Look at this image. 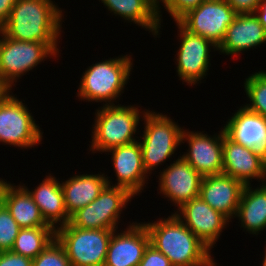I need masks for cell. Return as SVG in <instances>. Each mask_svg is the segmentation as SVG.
I'll return each instance as SVG.
<instances>
[{
    "instance_id": "13",
    "label": "cell",
    "mask_w": 266,
    "mask_h": 266,
    "mask_svg": "<svg viewBox=\"0 0 266 266\" xmlns=\"http://www.w3.org/2000/svg\"><path fill=\"white\" fill-rule=\"evenodd\" d=\"M210 250L214 248L224 228L231 222L211 208L200 196L185 202L174 213Z\"/></svg>"
},
{
    "instance_id": "28",
    "label": "cell",
    "mask_w": 266,
    "mask_h": 266,
    "mask_svg": "<svg viewBox=\"0 0 266 266\" xmlns=\"http://www.w3.org/2000/svg\"><path fill=\"white\" fill-rule=\"evenodd\" d=\"M32 266H71L62 244L55 238L33 260Z\"/></svg>"
},
{
    "instance_id": "5",
    "label": "cell",
    "mask_w": 266,
    "mask_h": 266,
    "mask_svg": "<svg viewBox=\"0 0 266 266\" xmlns=\"http://www.w3.org/2000/svg\"><path fill=\"white\" fill-rule=\"evenodd\" d=\"M144 131L139 143L142 150L143 166L147 174L164 164L181 145L184 127H180L168 115L148 110L144 117ZM142 140V141H141Z\"/></svg>"
},
{
    "instance_id": "1",
    "label": "cell",
    "mask_w": 266,
    "mask_h": 266,
    "mask_svg": "<svg viewBox=\"0 0 266 266\" xmlns=\"http://www.w3.org/2000/svg\"><path fill=\"white\" fill-rule=\"evenodd\" d=\"M58 7L52 0H17L0 30L14 40L46 43L58 55L64 19Z\"/></svg>"
},
{
    "instance_id": "12",
    "label": "cell",
    "mask_w": 266,
    "mask_h": 266,
    "mask_svg": "<svg viewBox=\"0 0 266 266\" xmlns=\"http://www.w3.org/2000/svg\"><path fill=\"white\" fill-rule=\"evenodd\" d=\"M218 132L211 137L203 131H182L181 143L186 141L189 148L181 157L202 176L223 172V128Z\"/></svg>"
},
{
    "instance_id": "33",
    "label": "cell",
    "mask_w": 266,
    "mask_h": 266,
    "mask_svg": "<svg viewBox=\"0 0 266 266\" xmlns=\"http://www.w3.org/2000/svg\"><path fill=\"white\" fill-rule=\"evenodd\" d=\"M237 14H252L261 0H225Z\"/></svg>"
},
{
    "instance_id": "36",
    "label": "cell",
    "mask_w": 266,
    "mask_h": 266,
    "mask_svg": "<svg viewBox=\"0 0 266 266\" xmlns=\"http://www.w3.org/2000/svg\"><path fill=\"white\" fill-rule=\"evenodd\" d=\"M10 90V87L3 81L0 76V100L5 98L9 93H12Z\"/></svg>"
},
{
    "instance_id": "7",
    "label": "cell",
    "mask_w": 266,
    "mask_h": 266,
    "mask_svg": "<svg viewBox=\"0 0 266 266\" xmlns=\"http://www.w3.org/2000/svg\"><path fill=\"white\" fill-rule=\"evenodd\" d=\"M132 198L127 189L107 185L97 198L70 216L69 224L82 229L117 230L120 214Z\"/></svg>"
},
{
    "instance_id": "8",
    "label": "cell",
    "mask_w": 266,
    "mask_h": 266,
    "mask_svg": "<svg viewBox=\"0 0 266 266\" xmlns=\"http://www.w3.org/2000/svg\"><path fill=\"white\" fill-rule=\"evenodd\" d=\"M47 57L56 58L57 54L46 43L14 40L0 30V76L11 91L22 75Z\"/></svg>"
},
{
    "instance_id": "26",
    "label": "cell",
    "mask_w": 266,
    "mask_h": 266,
    "mask_svg": "<svg viewBox=\"0 0 266 266\" xmlns=\"http://www.w3.org/2000/svg\"><path fill=\"white\" fill-rule=\"evenodd\" d=\"M55 238L53 227L23 228L19 230L11 251L33 260Z\"/></svg>"
},
{
    "instance_id": "10",
    "label": "cell",
    "mask_w": 266,
    "mask_h": 266,
    "mask_svg": "<svg viewBox=\"0 0 266 266\" xmlns=\"http://www.w3.org/2000/svg\"><path fill=\"white\" fill-rule=\"evenodd\" d=\"M237 13L225 0H206L189 10L178 22L190 33L200 35L219 46Z\"/></svg>"
},
{
    "instance_id": "16",
    "label": "cell",
    "mask_w": 266,
    "mask_h": 266,
    "mask_svg": "<svg viewBox=\"0 0 266 266\" xmlns=\"http://www.w3.org/2000/svg\"><path fill=\"white\" fill-rule=\"evenodd\" d=\"M238 109L223 126L225 135L266 161V118L244 106Z\"/></svg>"
},
{
    "instance_id": "32",
    "label": "cell",
    "mask_w": 266,
    "mask_h": 266,
    "mask_svg": "<svg viewBox=\"0 0 266 266\" xmlns=\"http://www.w3.org/2000/svg\"><path fill=\"white\" fill-rule=\"evenodd\" d=\"M0 266H32V259L14 253L11 250L1 251Z\"/></svg>"
},
{
    "instance_id": "4",
    "label": "cell",
    "mask_w": 266,
    "mask_h": 266,
    "mask_svg": "<svg viewBox=\"0 0 266 266\" xmlns=\"http://www.w3.org/2000/svg\"><path fill=\"white\" fill-rule=\"evenodd\" d=\"M132 67V58L127 54L92 64L80 79L78 98L86 102L114 105L113 102L123 93L130 79Z\"/></svg>"
},
{
    "instance_id": "20",
    "label": "cell",
    "mask_w": 266,
    "mask_h": 266,
    "mask_svg": "<svg viewBox=\"0 0 266 266\" xmlns=\"http://www.w3.org/2000/svg\"><path fill=\"white\" fill-rule=\"evenodd\" d=\"M263 43H266V31L255 14H237L217 51L234 57Z\"/></svg>"
},
{
    "instance_id": "21",
    "label": "cell",
    "mask_w": 266,
    "mask_h": 266,
    "mask_svg": "<svg viewBox=\"0 0 266 266\" xmlns=\"http://www.w3.org/2000/svg\"><path fill=\"white\" fill-rule=\"evenodd\" d=\"M22 186L31 195L48 225L56 230L59 225L63 226L69 223L70 217L65 207L61 183L54 175L46 176L34 190H29L25 184Z\"/></svg>"
},
{
    "instance_id": "30",
    "label": "cell",
    "mask_w": 266,
    "mask_h": 266,
    "mask_svg": "<svg viewBox=\"0 0 266 266\" xmlns=\"http://www.w3.org/2000/svg\"><path fill=\"white\" fill-rule=\"evenodd\" d=\"M204 1L206 0H157V11L160 23L162 21V14H160V2L163 3L162 6L164 5L166 11L172 16V18L176 22L189 10L198 7Z\"/></svg>"
},
{
    "instance_id": "23",
    "label": "cell",
    "mask_w": 266,
    "mask_h": 266,
    "mask_svg": "<svg viewBox=\"0 0 266 266\" xmlns=\"http://www.w3.org/2000/svg\"><path fill=\"white\" fill-rule=\"evenodd\" d=\"M1 202L21 229L52 227L45 222L38 206L22 184L15 186L6 182L1 191Z\"/></svg>"
},
{
    "instance_id": "25",
    "label": "cell",
    "mask_w": 266,
    "mask_h": 266,
    "mask_svg": "<svg viewBox=\"0 0 266 266\" xmlns=\"http://www.w3.org/2000/svg\"><path fill=\"white\" fill-rule=\"evenodd\" d=\"M260 187L244 186L235 217L241 227L250 234L258 235L266 229V182Z\"/></svg>"
},
{
    "instance_id": "14",
    "label": "cell",
    "mask_w": 266,
    "mask_h": 266,
    "mask_svg": "<svg viewBox=\"0 0 266 266\" xmlns=\"http://www.w3.org/2000/svg\"><path fill=\"white\" fill-rule=\"evenodd\" d=\"M173 162L162 172L160 170L158 190L179 208L199 196L203 176L181 156Z\"/></svg>"
},
{
    "instance_id": "35",
    "label": "cell",
    "mask_w": 266,
    "mask_h": 266,
    "mask_svg": "<svg viewBox=\"0 0 266 266\" xmlns=\"http://www.w3.org/2000/svg\"><path fill=\"white\" fill-rule=\"evenodd\" d=\"M261 25L266 31V0H261L258 4V8L254 12Z\"/></svg>"
},
{
    "instance_id": "19",
    "label": "cell",
    "mask_w": 266,
    "mask_h": 266,
    "mask_svg": "<svg viewBox=\"0 0 266 266\" xmlns=\"http://www.w3.org/2000/svg\"><path fill=\"white\" fill-rule=\"evenodd\" d=\"M244 186L241 181L225 174L207 175L203 176L199 196L211 208L232 221Z\"/></svg>"
},
{
    "instance_id": "27",
    "label": "cell",
    "mask_w": 266,
    "mask_h": 266,
    "mask_svg": "<svg viewBox=\"0 0 266 266\" xmlns=\"http://www.w3.org/2000/svg\"><path fill=\"white\" fill-rule=\"evenodd\" d=\"M244 82V91L250 103L243 106L266 118V71L255 72L249 75Z\"/></svg>"
},
{
    "instance_id": "29",
    "label": "cell",
    "mask_w": 266,
    "mask_h": 266,
    "mask_svg": "<svg viewBox=\"0 0 266 266\" xmlns=\"http://www.w3.org/2000/svg\"><path fill=\"white\" fill-rule=\"evenodd\" d=\"M21 228L0 201V252L10 251Z\"/></svg>"
},
{
    "instance_id": "24",
    "label": "cell",
    "mask_w": 266,
    "mask_h": 266,
    "mask_svg": "<svg viewBox=\"0 0 266 266\" xmlns=\"http://www.w3.org/2000/svg\"><path fill=\"white\" fill-rule=\"evenodd\" d=\"M100 2V0H99ZM110 13L123 20L133 22L146 31L159 35L161 23L157 11V0H101Z\"/></svg>"
},
{
    "instance_id": "3",
    "label": "cell",
    "mask_w": 266,
    "mask_h": 266,
    "mask_svg": "<svg viewBox=\"0 0 266 266\" xmlns=\"http://www.w3.org/2000/svg\"><path fill=\"white\" fill-rule=\"evenodd\" d=\"M145 110L140 111L137 106L121 104L99 107L95 112L90 151L103 153L138 141L133 135L137 132L141 117L148 111Z\"/></svg>"
},
{
    "instance_id": "15",
    "label": "cell",
    "mask_w": 266,
    "mask_h": 266,
    "mask_svg": "<svg viewBox=\"0 0 266 266\" xmlns=\"http://www.w3.org/2000/svg\"><path fill=\"white\" fill-rule=\"evenodd\" d=\"M116 232L109 241L104 266H138L150 243L145 225L133 222L125 231Z\"/></svg>"
},
{
    "instance_id": "17",
    "label": "cell",
    "mask_w": 266,
    "mask_h": 266,
    "mask_svg": "<svg viewBox=\"0 0 266 266\" xmlns=\"http://www.w3.org/2000/svg\"><path fill=\"white\" fill-rule=\"evenodd\" d=\"M107 152L112 153V166L117 177V183L112 186L127 189L133 196L144 190L149 175H147L142 158L139 140L127 145L112 148Z\"/></svg>"
},
{
    "instance_id": "6",
    "label": "cell",
    "mask_w": 266,
    "mask_h": 266,
    "mask_svg": "<svg viewBox=\"0 0 266 266\" xmlns=\"http://www.w3.org/2000/svg\"><path fill=\"white\" fill-rule=\"evenodd\" d=\"M114 230L82 229L69 223L56 229L71 266H104Z\"/></svg>"
},
{
    "instance_id": "18",
    "label": "cell",
    "mask_w": 266,
    "mask_h": 266,
    "mask_svg": "<svg viewBox=\"0 0 266 266\" xmlns=\"http://www.w3.org/2000/svg\"><path fill=\"white\" fill-rule=\"evenodd\" d=\"M241 181L251 184L252 179L266 182V161L254 154L249 148L234 143L223 130V172ZM251 180V181H250Z\"/></svg>"
},
{
    "instance_id": "31",
    "label": "cell",
    "mask_w": 266,
    "mask_h": 266,
    "mask_svg": "<svg viewBox=\"0 0 266 266\" xmlns=\"http://www.w3.org/2000/svg\"><path fill=\"white\" fill-rule=\"evenodd\" d=\"M138 266H172L170 260L150 243Z\"/></svg>"
},
{
    "instance_id": "11",
    "label": "cell",
    "mask_w": 266,
    "mask_h": 266,
    "mask_svg": "<svg viewBox=\"0 0 266 266\" xmlns=\"http://www.w3.org/2000/svg\"><path fill=\"white\" fill-rule=\"evenodd\" d=\"M179 29L178 37L181 41L178 53L176 54L177 74L179 80L187 83V85H195L204 79L209 70L211 47L214 51L218 50L213 42L202 37L190 33L178 21H176Z\"/></svg>"
},
{
    "instance_id": "38",
    "label": "cell",
    "mask_w": 266,
    "mask_h": 266,
    "mask_svg": "<svg viewBox=\"0 0 266 266\" xmlns=\"http://www.w3.org/2000/svg\"><path fill=\"white\" fill-rule=\"evenodd\" d=\"M262 266H266V254H265L264 259L262 261Z\"/></svg>"
},
{
    "instance_id": "37",
    "label": "cell",
    "mask_w": 266,
    "mask_h": 266,
    "mask_svg": "<svg viewBox=\"0 0 266 266\" xmlns=\"http://www.w3.org/2000/svg\"><path fill=\"white\" fill-rule=\"evenodd\" d=\"M7 181H4L2 178H0V201H1V191H2V188L4 186V184L6 183Z\"/></svg>"
},
{
    "instance_id": "9",
    "label": "cell",
    "mask_w": 266,
    "mask_h": 266,
    "mask_svg": "<svg viewBox=\"0 0 266 266\" xmlns=\"http://www.w3.org/2000/svg\"><path fill=\"white\" fill-rule=\"evenodd\" d=\"M24 104L13 93L0 100V142L4 145L27 149L41 144L43 132Z\"/></svg>"
},
{
    "instance_id": "34",
    "label": "cell",
    "mask_w": 266,
    "mask_h": 266,
    "mask_svg": "<svg viewBox=\"0 0 266 266\" xmlns=\"http://www.w3.org/2000/svg\"><path fill=\"white\" fill-rule=\"evenodd\" d=\"M17 0H0V28L10 17L11 10Z\"/></svg>"
},
{
    "instance_id": "22",
    "label": "cell",
    "mask_w": 266,
    "mask_h": 266,
    "mask_svg": "<svg viewBox=\"0 0 266 266\" xmlns=\"http://www.w3.org/2000/svg\"><path fill=\"white\" fill-rule=\"evenodd\" d=\"M112 179L103 173L73 175L65 182L61 181V188L65 200V207L69 217L82 209L99 196L102 190L111 185Z\"/></svg>"
},
{
    "instance_id": "2",
    "label": "cell",
    "mask_w": 266,
    "mask_h": 266,
    "mask_svg": "<svg viewBox=\"0 0 266 266\" xmlns=\"http://www.w3.org/2000/svg\"><path fill=\"white\" fill-rule=\"evenodd\" d=\"M143 224L149 233L150 244L164 254L172 266L217 265L210 249L174 213Z\"/></svg>"
}]
</instances>
